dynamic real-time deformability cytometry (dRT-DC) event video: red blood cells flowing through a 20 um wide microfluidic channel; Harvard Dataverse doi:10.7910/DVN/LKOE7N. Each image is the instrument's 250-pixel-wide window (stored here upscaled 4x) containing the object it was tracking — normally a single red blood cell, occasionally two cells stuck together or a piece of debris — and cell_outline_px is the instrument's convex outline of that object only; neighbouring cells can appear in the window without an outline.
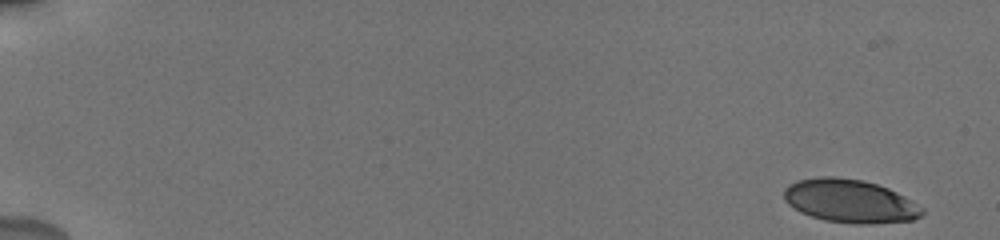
{"species": "human", "species_latin": "Homo sapiens", "temperature_condition": "cold", "stored_images_in_passage": 41, "camera_frame_rate_fps": 3000, "um_per_image_px": 0.085, "donor": {"sex": "male"}, "frame": {"image": 1, "passage_image": 1, "time_ms": 0.0, "image_size_px": [1000, 240], "cell_outline_px": [[924, 212], [920, 216], [912, 220], [868, 224], [856, 224], [824, 220], [800, 212], [788, 204], [784, 200], [784, 188], [788, 184], [796, 180], [820, 176], [832, 176], [864, 180], [888, 188], [904, 196], [924, 208]], "centroid_in_image_um": [72.22, 17.08], "position_along_channel_um": 12.8, "area_um2": 34.97}}
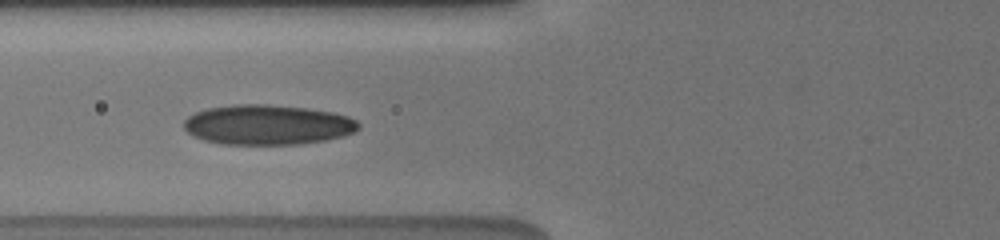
{"frame": {"image": 2, "passage_image": 15, "time_ms": 7.0, "image_size_px": [1000, 240], "cell_outline_px": [[360, 128], [344, 136], [324, 140], [300, 144], [220, 144], [204, 140], [192, 136], [184, 128], [184, 120], [188, 116], [196, 112], [208, 108], [236, 104], [268, 104], [308, 108], [332, 112], [348, 116], [356, 120], [360, 124]], "centroid_in_image_um": [22.74, 10.6], "position_along_channel_um": 103.1, "area_um2": 40.81}}
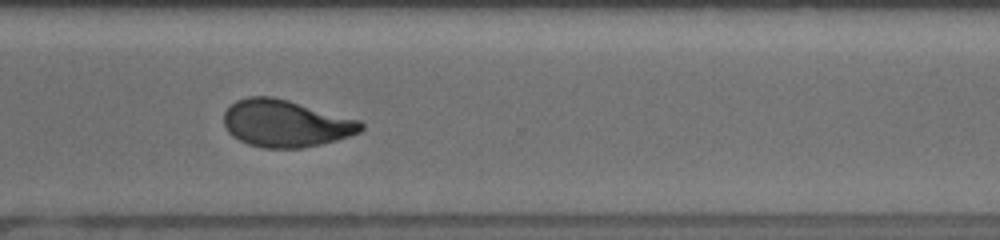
{"frame": {"image": 3, "passage_image": 31, "time_ms": 13.333, "image_size_px": [1000, 240], "cell_outline_px": [[364, 128], [360, 132], [336, 140], [320, 144], [300, 148], [264, 148], [248, 144], [232, 136], [228, 132], [224, 124], [224, 112], [236, 100], [248, 96], [272, 96], [288, 100], [360, 120], [364, 124]], "centroid_in_image_um": [24.27, 10.49], "position_along_channel_um": 346.3, "area_um2": 37.57}, "authors_computed_cell_mechanics": {"area_um2": 37.5122, "velocity_mm_per_s": 3.8423, "shape_relaxation_time_tau1_ms": 5.3822, "shape_relaxation_time_tau2_ms": 1.3544, "deformation_change_tau1": 0.165, "deformation_change_tau2": 0.0688}}